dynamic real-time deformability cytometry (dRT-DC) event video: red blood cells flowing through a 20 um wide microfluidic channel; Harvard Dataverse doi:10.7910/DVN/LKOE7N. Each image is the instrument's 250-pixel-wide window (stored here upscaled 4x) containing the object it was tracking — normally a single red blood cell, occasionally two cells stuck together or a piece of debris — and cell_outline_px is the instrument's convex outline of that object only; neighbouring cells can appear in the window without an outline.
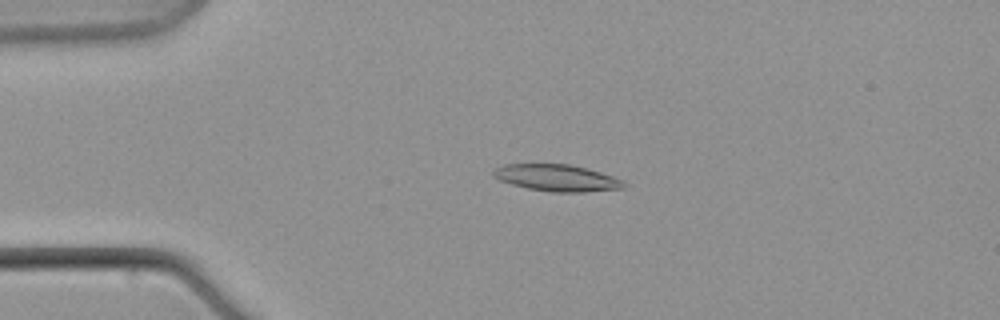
{"species": "common noctule bat (a hibernating species)", "species_latin": "Nyctalus noctula", "temperature_condition": "warm", "stored_images_in_passage": 5, "camera_frame_rate_fps": 3000, "um_per_image_px": 0.085, "animal": {"sex": "male", "body_mass_g": 21.5, "forearm_length_mm": 52.0}, "frame": {"image": 1, "passage_image": 2, "time_ms": 1.0, "image_size_px": [1000, 320], "cell_outline_px": [[628, 188], [584, 192], [552, 192], [528, 188], [512, 184], [500, 180], [492, 176], [492, 172], [496, 168], [504, 164], [568, 164], [588, 168], [624, 180], [628, 184]], "centroid_in_image_um": [47.4, 15.12], "position_along_channel_um": 37.6, "area_um2": 20.46}}
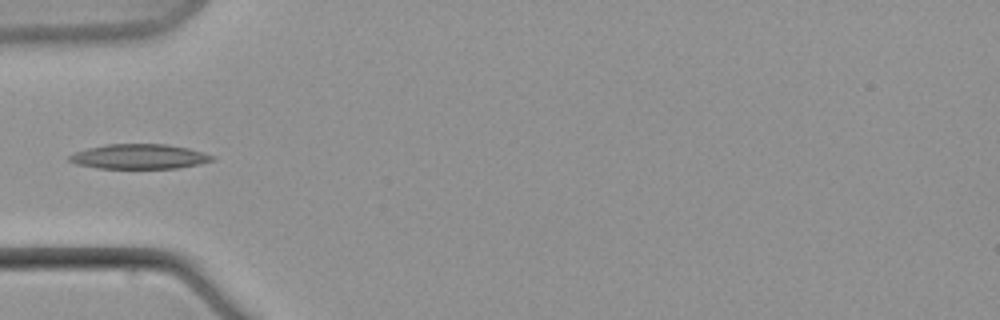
{"frame": {"image": 2, "passage_image": 4, "time_ms": 3.667, "image_size_px": [1000, 320], "cell_outline_px": [[216, 160], [200, 164], [176, 168], [96, 168], [76, 164], [68, 160], [68, 156], [76, 152], [88, 148], [108, 144], [164, 144], [188, 148], [204, 152], [212, 156]], "centroid_in_image_um": [11.84, 13.31], "position_along_channel_um": 73.2, "area_um2": 20.58}}